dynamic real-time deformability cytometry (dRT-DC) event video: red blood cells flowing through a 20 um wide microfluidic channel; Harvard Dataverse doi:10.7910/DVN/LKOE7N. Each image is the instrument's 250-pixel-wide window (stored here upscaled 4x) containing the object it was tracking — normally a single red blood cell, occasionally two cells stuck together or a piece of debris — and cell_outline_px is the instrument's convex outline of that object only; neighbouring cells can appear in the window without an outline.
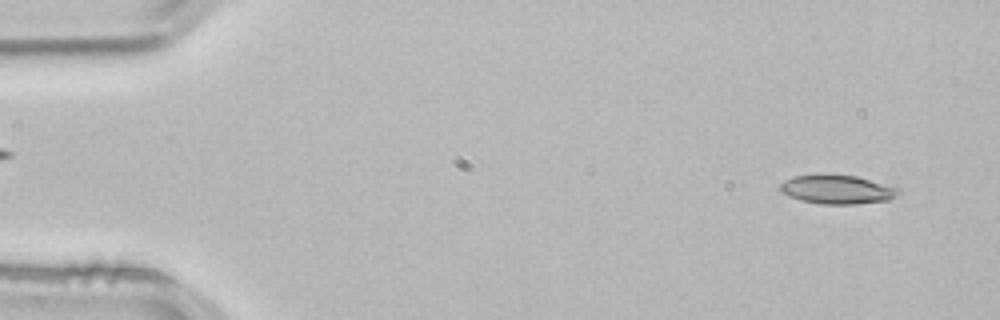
{"species": "common noctule bat (a hibernating species)", "species_latin": "Nyctalus noctula", "temperature_condition": "room temperature", "stored_images_in_passage": 52, "camera_frame_rate_fps": 3000, "um_per_image_px": 0.085, "animal": {"sex": "male", "body_mass_g": 21.5, "forearm_length_mm": 52.0}, "frame": {"image": 1, "passage_image": 3, "time_ms": 0.667, "image_size_px": [1000, 320], "cell_outline_px": [[904, 192], [888, 200], [856, 204], [820, 204], [800, 200], [788, 196], [780, 192], [776, 188], [780, 184], [796, 176], [820, 172], [856, 176], [900, 188]], "centroid_in_image_um": [71.15, 16.09], "position_along_channel_um": 13.9, "area_um2": 20.52}}
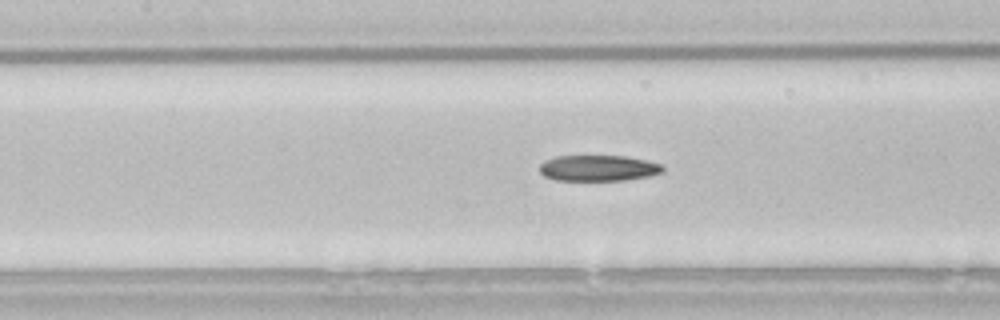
{"frame": {"image": 2, "passage_image": 23, "time_ms": 7.333, "image_size_px": [1000, 320], "cell_outline_px": [[664, 172], [648, 176], [624, 180], [556, 180], [544, 176], [540, 172], [540, 164], [544, 160], [556, 156], [624, 156], [664, 164]], "centroid_in_image_um": [50.86, 14.28], "position_along_channel_um": 156.5, "area_um2": 18.61}}
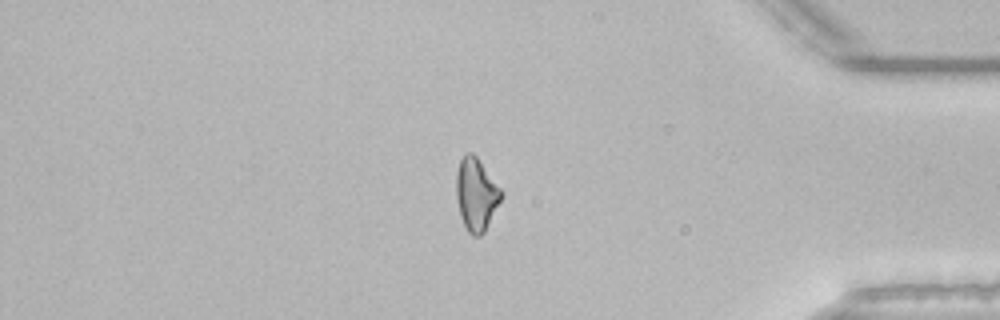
{"frame": {"image": 3, "passage_image": 44, "time_ms": 14.333, "image_size_px": [1000, 320], "cell_outline_px": [[504, 196], [484, 232], [480, 236], [472, 236], [468, 232], [460, 216], [456, 200], [456, 172], [460, 160], [468, 152], [472, 152], [476, 156], [504, 192]], "centroid_in_image_um": [40.48, 16.54], "position_along_channel_um": 394.7, "area_um2": 19.19}, "authors_computed_cell_mechanics": {"area_um2": 19.5364, "velocity_mm_per_s": 3.8368, "shape_relaxation_time_tau1_ms": null, "shape_relaxation_time_tau2_ms": 11.1762, "deformation_change_tau1": null, "deformation_change_tau2": 0.2307}}